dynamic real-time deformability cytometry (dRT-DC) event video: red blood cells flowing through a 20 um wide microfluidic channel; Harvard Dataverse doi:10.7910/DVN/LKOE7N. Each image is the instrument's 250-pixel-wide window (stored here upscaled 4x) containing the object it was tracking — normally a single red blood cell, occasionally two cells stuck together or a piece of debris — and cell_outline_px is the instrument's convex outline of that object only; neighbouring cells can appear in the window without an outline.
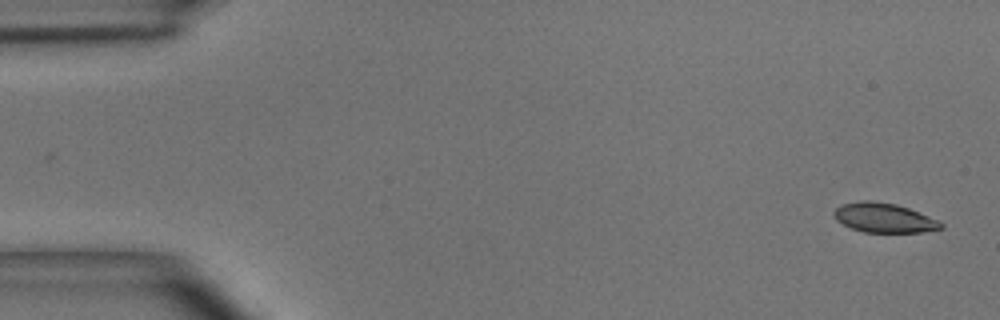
{"species": "common noctule bat (a hibernating species)", "species_latin": "Nyctalus noctula", "temperature_condition": "room temperature", "stored_images_in_passage": 44, "camera_frame_rate_fps": 3000, "um_per_image_px": 0.085, "animal": {"sex": "male", "body_mass_g": 15.6}, "frame": {"image": 1, "passage_image": 1, "time_ms": 0.0, "image_size_px": [1000, 320], "cell_outline_px": [[944, 228], [924, 232], [864, 232], [852, 228], [836, 220], [832, 212], [840, 204], [860, 200], [872, 200], [896, 204], [908, 208], [936, 220], [944, 224]], "centroid_in_image_um": [75.1, 18.5], "position_along_channel_um": 9.9, "area_um2": 18.32}}
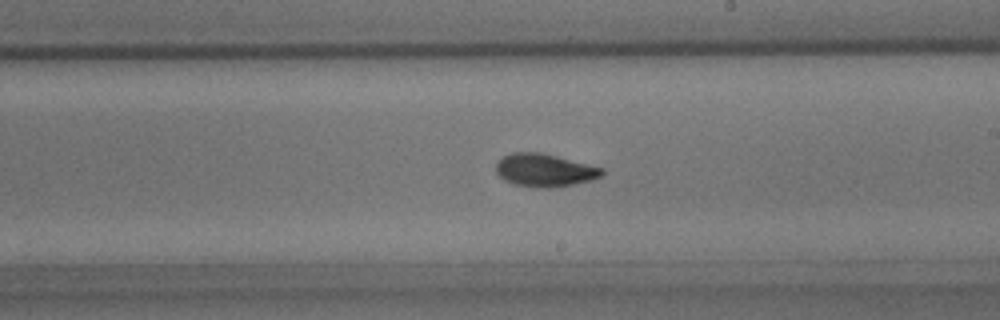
{"frame": {"image": 2, "passage_image": 28, "time_ms": 9.0, "image_size_px": [1000, 320], "cell_outline_px": [[604, 172], [600, 176], [592, 180], [556, 188], [540, 188], [512, 184], [504, 180], [496, 172], [496, 164], [504, 156], [512, 152], [540, 152], [604, 168]], "centroid_in_image_um": [46.29, 14.48], "position_along_channel_um": 242.7, "area_um2": 20.35}}
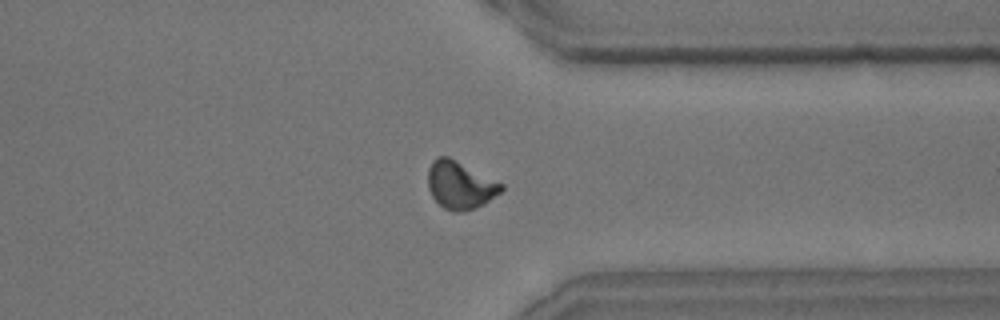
{"frame": {"image": 3, "passage_image": 38, "time_ms": 12.333, "image_size_px": [1000, 320], "cell_outline_px": [[504, 188], [500, 192], [484, 204], [476, 208], [464, 212], [452, 212], [444, 208], [432, 196], [428, 188], [428, 168], [432, 160], [436, 156], [448, 156], [504, 184]], "centroid_in_image_um": [39.1, 15.73], "position_along_channel_um": 372.3, "area_um2": 20.46}}